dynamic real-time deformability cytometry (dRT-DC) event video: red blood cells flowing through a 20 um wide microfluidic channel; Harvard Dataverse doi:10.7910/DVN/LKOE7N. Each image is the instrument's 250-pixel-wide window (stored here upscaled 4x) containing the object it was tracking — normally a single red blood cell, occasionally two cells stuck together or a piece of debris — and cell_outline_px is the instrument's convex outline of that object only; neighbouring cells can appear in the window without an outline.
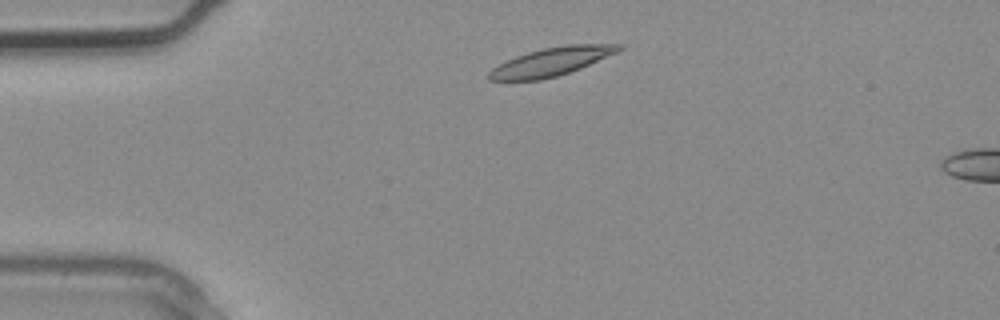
{"species": "common noctule bat (a hibernating species)", "species_latin": "Nyctalus noctula", "temperature_condition": "warm", "stored_images_in_passage": 2, "camera_frame_rate_fps": 3000, "um_per_image_px": 0.085, "animal": {"sex": "male", "body_mass_g": 20.4}, "frame": {"image": 1, "passage_image": 1, "time_ms": 0.0, "image_size_px": [1000, 320], "cell_outline_px": [[624, 48], [616, 52], [580, 68], [556, 76], [540, 80], [488, 80], [488, 72], [492, 68], [516, 56], [528, 52], [544, 48], [568, 44], [624, 44]], "centroid_in_image_um": [46.86, 5.23], "position_along_channel_um": 38.1, "area_um2": 21.04}}